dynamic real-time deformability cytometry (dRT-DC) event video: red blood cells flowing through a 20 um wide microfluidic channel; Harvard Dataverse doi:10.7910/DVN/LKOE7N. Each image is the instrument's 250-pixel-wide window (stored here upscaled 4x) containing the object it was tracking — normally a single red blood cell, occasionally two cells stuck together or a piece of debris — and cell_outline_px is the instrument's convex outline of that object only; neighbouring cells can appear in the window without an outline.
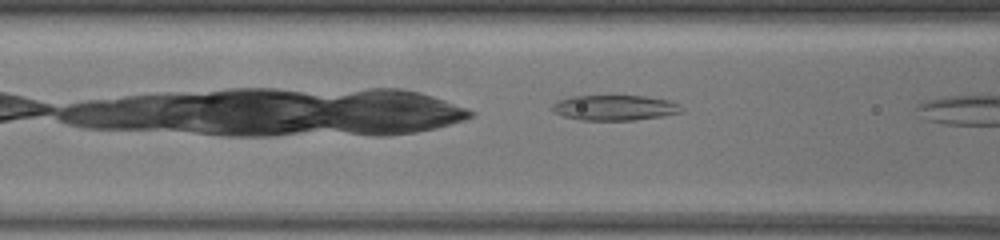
{"species": "common noctule bat (a hibernating species)", "species_latin": "Nyctalus noctula", "temperature_condition": "warm", "stored_images_in_passage": 6, "camera_frame_rate_fps": 3000, "um_per_image_px": 0.085, "animal": {"sex": "female", "body_mass_g": 19.5, "forearm_length_mm": 54.1}, "frame": {"image": 1, "passage_image": 5, "time_ms": 1.333, "image_size_px": [1000, 240], "cell_outline_px": [[680, 112], [664, 116], [632, 120], [580, 120], [564, 116], [552, 112], [548, 108], [552, 104], [560, 100], [572, 96], [644, 96], [668, 100], [676, 104]], "centroid_in_image_um": [52.14, 9.16], "position_along_channel_um": 114.5, "area_um2": 18.84}}